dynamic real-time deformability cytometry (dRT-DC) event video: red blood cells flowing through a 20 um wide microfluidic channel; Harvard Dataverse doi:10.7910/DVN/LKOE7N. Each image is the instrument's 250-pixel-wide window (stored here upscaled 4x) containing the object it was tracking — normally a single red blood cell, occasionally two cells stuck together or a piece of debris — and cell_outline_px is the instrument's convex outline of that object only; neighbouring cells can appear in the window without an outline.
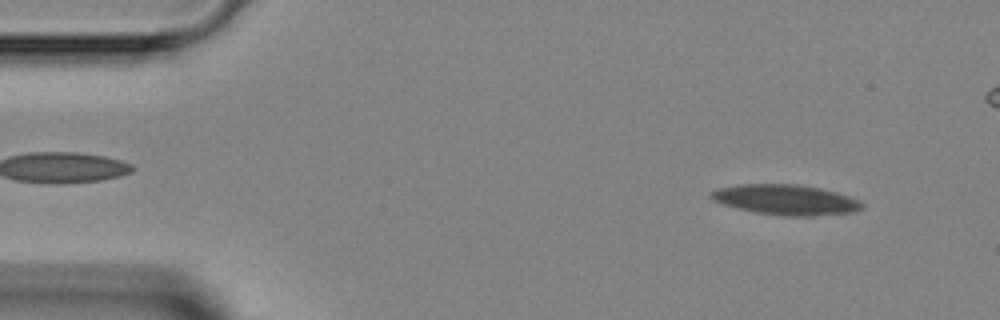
{"species": "Egyptian fruit bat (a non-hibernating species)", "species_latin": "Rousettus aegyptiacus", "temperature_condition": "room temperature", "stored_images_in_passage": 4, "camera_frame_rate_fps": 3000, "um_per_image_px": 0.085, "animal": {"sex": "female"}, "frame": {"image": 1, "passage_image": 1, "time_ms": 0.0, "image_size_px": [1000, 320], "cell_outline_px": [[864, 208], [856, 212], [812, 216], [784, 216], [756, 212], [724, 204], [712, 200], [708, 196], [712, 192], [720, 188], [740, 184], [796, 184], [820, 188], [836, 192], [860, 200], [864, 204]], "centroid_in_image_um": [66.85, 16.98], "position_along_channel_um": 18.1, "area_um2": 26.53}}